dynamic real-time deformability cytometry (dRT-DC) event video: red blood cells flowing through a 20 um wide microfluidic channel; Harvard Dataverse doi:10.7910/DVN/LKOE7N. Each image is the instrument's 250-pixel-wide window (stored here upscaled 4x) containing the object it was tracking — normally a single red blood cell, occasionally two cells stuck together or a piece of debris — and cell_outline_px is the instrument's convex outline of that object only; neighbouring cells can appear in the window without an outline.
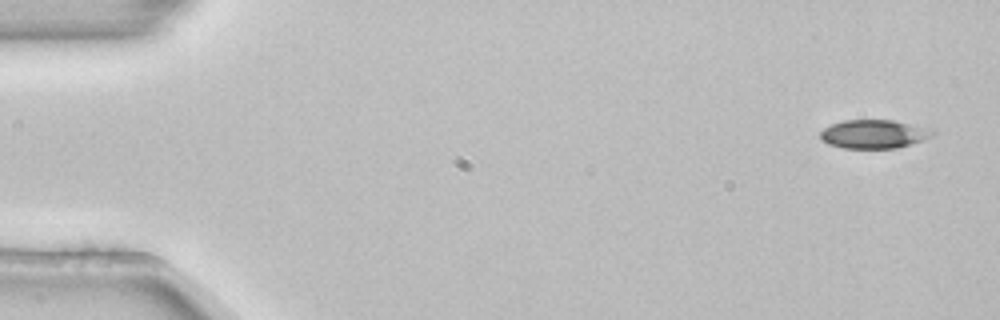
{"species": "common noctule bat (a hibernating species)", "species_latin": "Nyctalus noctula", "temperature_condition": "room temperature", "stored_images_in_passage": 4, "camera_frame_rate_fps": 3000, "um_per_image_px": 0.085, "animal": {"sex": "female", "body_mass_g": 22.7, "forearm_length_mm": 54.2}, "frame": {"image": 1, "passage_image": 1, "time_ms": 0.0, "image_size_px": [1000, 320], "cell_outline_px": [[936, 132], [932, 136], [924, 140], [896, 148], [844, 148], [828, 144], [820, 140], [820, 132], [824, 128], [832, 124], [844, 120], [892, 120], [936, 128]], "centroid_in_image_um": [74.33, 11.39], "position_along_channel_um": 10.7, "area_um2": 19.02}}
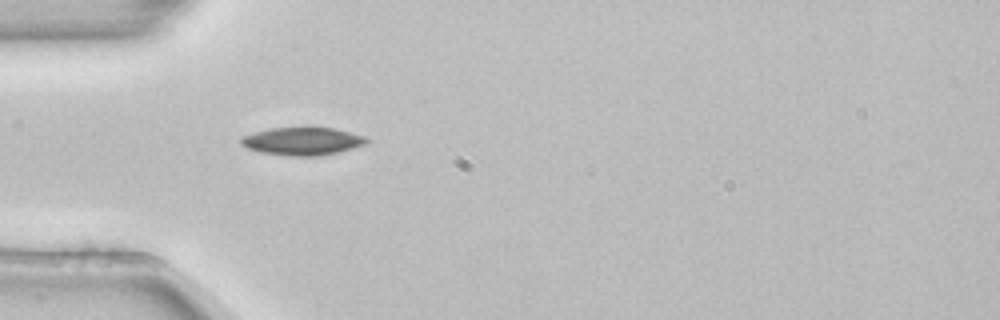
{"frame": {"image": 2, "passage_image": 4, "time_ms": 1.0, "image_size_px": [1000, 320], "cell_outline_px": [[368, 140], [364, 144], [352, 148], [320, 156], [288, 156], [260, 152], [248, 148], [240, 144], [240, 140], [244, 136], [252, 132], [272, 128], [308, 124], [312, 124], [336, 128], [364, 136]], "centroid_in_image_um": [25.69, 11.95], "position_along_channel_um": 59.3, "area_um2": 21.15}}